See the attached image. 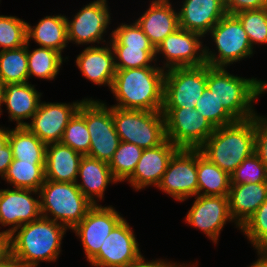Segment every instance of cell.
Segmentation results:
<instances>
[{
	"mask_svg": "<svg viewBox=\"0 0 267 267\" xmlns=\"http://www.w3.org/2000/svg\"><path fill=\"white\" fill-rule=\"evenodd\" d=\"M207 86V64L165 71L163 108L195 107Z\"/></svg>",
	"mask_w": 267,
	"mask_h": 267,
	"instance_id": "10",
	"label": "cell"
},
{
	"mask_svg": "<svg viewBox=\"0 0 267 267\" xmlns=\"http://www.w3.org/2000/svg\"><path fill=\"white\" fill-rule=\"evenodd\" d=\"M208 35L211 36L217 50L210 49L207 44L204 45L205 62L211 67L227 68L235 62L254 55L255 50L251 46L247 33L235 15L226 14Z\"/></svg>",
	"mask_w": 267,
	"mask_h": 267,
	"instance_id": "6",
	"label": "cell"
},
{
	"mask_svg": "<svg viewBox=\"0 0 267 267\" xmlns=\"http://www.w3.org/2000/svg\"><path fill=\"white\" fill-rule=\"evenodd\" d=\"M42 217L73 229L94 205L76 183L46 180L39 189Z\"/></svg>",
	"mask_w": 267,
	"mask_h": 267,
	"instance_id": "5",
	"label": "cell"
},
{
	"mask_svg": "<svg viewBox=\"0 0 267 267\" xmlns=\"http://www.w3.org/2000/svg\"><path fill=\"white\" fill-rule=\"evenodd\" d=\"M229 211L236 228H241L267 200L266 183L230 184Z\"/></svg>",
	"mask_w": 267,
	"mask_h": 267,
	"instance_id": "25",
	"label": "cell"
},
{
	"mask_svg": "<svg viewBox=\"0 0 267 267\" xmlns=\"http://www.w3.org/2000/svg\"><path fill=\"white\" fill-rule=\"evenodd\" d=\"M118 267H134V263L128 264V265H123V266H118Z\"/></svg>",
	"mask_w": 267,
	"mask_h": 267,
	"instance_id": "51",
	"label": "cell"
},
{
	"mask_svg": "<svg viewBox=\"0 0 267 267\" xmlns=\"http://www.w3.org/2000/svg\"><path fill=\"white\" fill-rule=\"evenodd\" d=\"M13 159L22 162H45L46 144L26 126L9 128Z\"/></svg>",
	"mask_w": 267,
	"mask_h": 267,
	"instance_id": "29",
	"label": "cell"
},
{
	"mask_svg": "<svg viewBox=\"0 0 267 267\" xmlns=\"http://www.w3.org/2000/svg\"><path fill=\"white\" fill-rule=\"evenodd\" d=\"M165 70L159 66L116 69L110 92L122 109L162 111Z\"/></svg>",
	"mask_w": 267,
	"mask_h": 267,
	"instance_id": "2",
	"label": "cell"
},
{
	"mask_svg": "<svg viewBox=\"0 0 267 267\" xmlns=\"http://www.w3.org/2000/svg\"><path fill=\"white\" fill-rule=\"evenodd\" d=\"M116 69H132L158 66L154 47L111 46ZM154 65H153V64Z\"/></svg>",
	"mask_w": 267,
	"mask_h": 267,
	"instance_id": "35",
	"label": "cell"
},
{
	"mask_svg": "<svg viewBox=\"0 0 267 267\" xmlns=\"http://www.w3.org/2000/svg\"><path fill=\"white\" fill-rule=\"evenodd\" d=\"M76 66L82 76L98 86L111 89L116 73L115 59L109 43L103 46H87L76 57Z\"/></svg>",
	"mask_w": 267,
	"mask_h": 267,
	"instance_id": "21",
	"label": "cell"
},
{
	"mask_svg": "<svg viewBox=\"0 0 267 267\" xmlns=\"http://www.w3.org/2000/svg\"><path fill=\"white\" fill-rule=\"evenodd\" d=\"M112 117L120 141L148 149L162 144L167 139L162 111L132 110L112 106Z\"/></svg>",
	"mask_w": 267,
	"mask_h": 267,
	"instance_id": "7",
	"label": "cell"
},
{
	"mask_svg": "<svg viewBox=\"0 0 267 267\" xmlns=\"http://www.w3.org/2000/svg\"><path fill=\"white\" fill-rule=\"evenodd\" d=\"M0 267H22L20 264L16 263L15 261L11 260L6 265Z\"/></svg>",
	"mask_w": 267,
	"mask_h": 267,
	"instance_id": "50",
	"label": "cell"
},
{
	"mask_svg": "<svg viewBox=\"0 0 267 267\" xmlns=\"http://www.w3.org/2000/svg\"><path fill=\"white\" fill-rule=\"evenodd\" d=\"M85 98V121L90 133V157L109 163L120 144L112 117V106Z\"/></svg>",
	"mask_w": 267,
	"mask_h": 267,
	"instance_id": "9",
	"label": "cell"
},
{
	"mask_svg": "<svg viewBox=\"0 0 267 267\" xmlns=\"http://www.w3.org/2000/svg\"><path fill=\"white\" fill-rule=\"evenodd\" d=\"M13 188L39 191L45 181V162H22L13 159L2 178Z\"/></svg>",
	"mask_w": 267,
	"mask_h": 267,
	"instance_id": "31",
	"label": "cell"
},
{
	"mask_svg": "<svg viewBox=\"0 0 267 267\" xmlns=\"http://www.w3.org/2000/svg\"><path fill=\"white\" fill-rule=\"evenodd\" d=\"M194 199L184 220L189 226L201 230L217 245L227 222L234 223L229 211L228 196L196 195Z\"/></svg>",
	"mask_w": 267,
	"mask_h": 267,
	"instance_id": "15",
	"label": "cell"
},
{
	"mask_svg": "<svg viewBox=\"0 0 267 267\" xmlns=\"http://www.w3.org/2000/svg\"><path fill=\"white\" fill-rule=\"evenodd\" d=\"M148 9L135 20L156 49L171 33L179 28L178 10L170 0H152Z\"/></svg>",
	"mask_w": 267,
	"mask_h": 267,
	"instance_id": "22",
	"label": "cell"
},
{
	"mask_svg": "<svg viewBox=\"0 0 267 267\" xmlns=\"http://www.w3.org/2000/svg\"><path fill=\"white\" fill-rule=\"evenodd\" d=\"M124 217L112 205H93L73 229L82 243L87 262L98 253L106 237Z\"/></svg>",
	"mask_w": 267,
	"mask_h": 267,
	"instance_id": "14",
	"label": "cell"
},
{
	"mask_svg": "<svg viewBox=\"0 0 267 267\" xmlns=\"http://www.w3.org/2000/svg\"><path fill=\"white\" fill-rule=\"evenodd\" d=\"M121 23L109 34V44L111 46H127V47H154L147 35L142 31L138 24Z\"/></svg>",
	"mask_w": 267,
	"mask_h": 267,
	"instance_id": "40",
	"label": "cell"
},
{
	"mask_svg": "<svg viewBox=\"0 0 267 267\" xmlns=\"http://www.w3.org/2000/svg\"><path fill=\"white\" fill-rule=\"evenodd\" d=\"M203 38L199 33L179 27L169 34L155 49L156 63L163 55L161 59L164 58L165 60L163 61L162 69L165 71L172 68L205 65Z\"/></svg>",
	"mask_w": 267,
	"mask_h": 267,
	"instance_id": "12",
	"label": "cell"
},
{
	"mask_svg": "<svg viewBox=\"0 0 267 267\" xmlns=\"http://www.w3.org/2000/svg\"><path fill=\"white\" fill-rule=\"evenodd\" d=\"M207 87L236 121H242L257 113L254 103L267 93V80L235 76L226 67L207 64Z\"/></svg>",
	"mask_w": 267,
	"mask_h": 267,
	"instance_id": "3",
	"label": "cell"
},
{
	"mask_svg": "<svg viewBox=\"0 0 267 267\" xmlns=\"http://www.w3.org/2000/svg\"><path fill=\"white\" fill-rule=\"evenodd\" d=\"M68 229L51 219L40 217L10 233L11 259L22 267H38L40 262H56Z\"/></svg>",
	"mask_w": 267,
	"mask_h": 267,
	"instance_id": "1",
	"label": "cell"
},
{
	"mask_svg": "<svg viewBox=\"0 0 267 267\" xmlns=\"http://www.w3.org/2000/svg\"><path fill=\"white\" fill-rule=\"evenodd\" d=\"M181 2L178 9L179 27L199 33L204 38L227 14L224 0H183Z\"/></svg>",
	"mask_w": 267,
	"mask_h": 267,
	"instance_id": "20",
	"label": "cell"
},
{
	"mask_svg": "<svg viewBox=\"0 0 267 267\" xmlns=\"http://www.w3.org/2000/svg\"><path fill=\"white\" fill-rule=\"evenodd\" d=\"M10 234L0 232V266L6 265L11 261Z\"/></svg>",
	"mask_w": 267,
	"mask_h": 267,
	"instance_id": "45",
	"label": "cell"
},
{
	"mask_svg": "<svg viewBox=\"0 0 267 267\" xmlns=\"http://www.w3.org/2000/svg\"><path fill=\"white\" fill-rule=\"evenodd\" d=\"M28 56V75L44 80H54L60 72L63 61L68 60L63 55L51 48L39 47L30 51V42L26 43Z\"/></svg>",
	"mask_w": 267,
	"mask_h": 267,
	"instance_id": "30",
	"label": "cell"
},
{
	"mask_svg": "<svg viewBox=\"0 0 267 267\" xmlns=\"http://www.w3.org/2000/svg\"><path fill=\"white\" fill-rule=\"evenodd\" d=\"M238 230L243 232L254 248L267 246V200Z\"/></svg>",
	"mask_w": 267,
	"mask_h": 267,
	"instance_id": "39",
	"label": "cell"
},
{
	"mask_svg": "<svg viewBox=\"0 0 267 267\" xmlns=\"http://www.w3.org/2000/svg\"><path fill=\"white\" fill-rule=\"evenodd\" d=\"M80 178V180L78 179ZM82 181V182H78ZM117 184L113 177L109 163L83 155L79 164L76 185L83 195L94 205L104 198L108 185Z\"/></svg>",
	"mask_w": 267,
	"mask_h": 267,
	"instance_id": "24",
	"label": "cell"
},
{
	"mask_svg": "<svg viewBox=\"0 0 267 267\" xmlns=\"http://www.w3.org/2000/svg\"><path fill=\"white\" fill-rule=\"evenodd\" d=\"M83 100L72 103L41 101L26 127L46 145L60 142L65 128Z\"/></svg>",
	"mask_w": 267,
	"mask_h": 267,
	"instance_id": "18",
	"label": "cell"
},
{
	"mask_svg": "<svg viewBox=\"0 0 267 267\" xmlns=\"http://www.w3.org/2000/svg\"><path fill=\"white\" fill-rule=\"evenodd\" d=\"M258 259L251 263L248 267H267V249L255 248Z\"/></svg>",
	"mask_w": 267,
	"mask_h": 267,
	"instance_id": "47",
	"label": "cell"
},
{
	"mask_svg": "<svg viewBox=\"0 0 267 267\" xmlns=\"http://www.w3.org/2000/svg\"><path fill=\"white\" fill-rule=\"evenodd\" d=\"M31 40L39 47L51 48L62 54L69 44L66 15H47L35 26L27 22V42Z\"/></svg>",
	"mask_w": 267,
	"mask_h": 267,
	"instance_id": "27",
	"label": "cell"
},
{
	"mask_svg": "<svg viewBox=\"0 0 267 267\" xmlns=\"http://www.w3.org/2000/svg\"><path fill=\"white\" fill-rule=\"evenodd\" d=\"M247 33L252 48L267 44V7L244 10L235 14Z\"/></svg>",
	"mask_w": 267,
	"mask_h": 267,
	"instance_id": "36",
	"label": "cell"
},
{
	"mask_svg": "<svg viewBox=\"0 0 267 267\" xmlns=\"http://www.w3.org/2000/svg\"><path fill=\"white\" fill-rule=\"evenodd\" d=\"M12 161H13V154L0 155V176H1V179L6 174L8 167L10 166Z\"/></svg>",
	"mask_w": 267,
	"mask_h": 267,
	"instance_id": "48",
	"label": "cell"
},
{
	"mask_svg": "<svg viewBox=\"0 0 267 267\" xmlns=\"http://www.w3.org/2000/svg\"><path fill=\"white\" fill-rule=\"evenodd\" d=\"M199 150L231 175L255 151V116L217 127Z\"/></svg>",
	"mask_w": 267,
	"mask_h": 267,
	"instance_id": "4",
	"label": "cell"
},
{
	"mask_svg": "<svg viewBox=\"0 0 267 267\" xmlns=\"http://www.w3.org/2000/svg\"><path fill=\"white\" fill-rule=\"evenodd\" d=\"M231 184L266 183L267 169L254 152L230 175Z\"/></svg>",
	"mask_w": 267,
	"mask_h": 267,
	"instance_id": "41",
	"label": "cell"
},
{
	"mask_svg": "<svg viewBox=\"0 0 267 267\" xmlns=\"http://www.w3.org/2000/svg\"><path fill=\"white\" fill-rule=\"evenodd\" d=\"M227 14L235 15L244 10L261 9L267 7V0H224Z\"/></svg>",
	"mask_w": 267,
	"mask_h": 267,
	"instance_id": "43",
	"label": "cell"
},
{
	"mask_svg": "<svg viewBox=\"0 0 267 267\" xmlns=\"http://www.w3.org/2000/svg\"><path fill=\"white\" fill-rule=\"evenodd\" d=\"M1 126V125H0ZM12 154L9 144V128L0 127V155Z\"/></svg>",
	"mask_w": 267,
	"mask_h": 267,
	"instance_id": "46",
	"label": "cell"
},
{
	"mask_svg": "<svg viewBox=\"0 0 267 267\" xmlns=\"http://www.w3.org/2000/svg\"><path fill=\"white\" fill-rule=\"evenodd\" d=\"M195 108L215 127H222L236 122V120L225 110L212 92L206 88L202 96L196 102Z\"/></svg>",
	"mask_w": 267,
	"mask_h": 267,
	"instance_id": "38",
	"label": "cell"
},
{
	"mask_svg": "<svg viewBox=\"0 0 267 267\" xmlns=\"http://www.w3.org/2000/svg\"><path fill=\"white\" fill-rule=\"evenodd\" d=\"M179 148L168 139L162 144L144 149L133 174L126 180L135 191L157 187L173 154Z\"/></svg>",
	"mask_w": 267,
	"mask_h": 267,
	"instance_id": "19",
	"label": "cell"
},
{
	"mask_svg": "<svg viewBox=\"0 0 267 267\" xmlns=\"http://www.w3.org/2000/svg\"><path fill=\"white\" fill-rule=\"evenodd\" d=\"M27 46L0 51V78L4 85L29 82Z\"/></svg>",
	"mask_w": 267,
	"mask_h": 267,
	"instance_id": "32",
	"label": "cell"
},
{
	"mask_svg": "<svg viewBox=\"0 0 267 267\" xmlns=\"http://www.w3.org/2000/svg\"><path fill=\"white\" fill-rule=\"evenodd\" d=\"M107 3V0H94L78 10L71 20L66 16L68 43L78 46H99L95 43H109L103 38L112 20Z\"/></svg>",
	"mask_w": 267,
	"mask_h": 267,
	"instance_id": "11",
	"label": "cell"
},
{
	"mask_svg": "<svg viewBox=\"0 0 267 267\" xmlns=\"http://www.w3.org/2000/svg\"><path fill=\"white\" fill-rule=\"evenodd\" d=\"M42 94L29 82L6 84L2 105L6 106L9 121H15L16 127L26 126L28 122L24 120L32 119L38 110Z\"/></svg>",
	"mask_w": 267,
	"mask_h": 267,
	"instance_id": "23",
	"label": "cell"
},
{
	"mask_svg": "<svg viewBox=\"0 0 267 267\" xmlns=\"http://www.w3.org/2000/svg\"><path fill=\"white\" fill-rule=\"evenodd\" d=\"M143 148L121 141L109 162L113 177L120 183L125 182L134 172L142 155Z\"/></svg>",
	"mask_w": 267,
	"mask_h": 267,
	"instance_id": "34",
	"label": "cell"
},
{
	"mask_svg": "<svg viewBox=\"0 0 267 267\" xmlns=\"http://www.w3.org/2000/svg\"><path fill=\"white\" fill-rule=\"evenodd\" d=\"M41 216L39 191L21 188L0 189V225L9 226L3 230L4 232L10 234L23 224L37 220Z\"/></svg>",
	"mask_w": 267,
	"mask_h": 267,
	"instance_id": "17",
	"label": "cell"
},
{
	"mask_svg": "<svg viewBox=\"0 0 267 267\" xmlns=\"http://www.w3.org/2000/svg\"><path fill=\"white\" fill-rule=\"evenodd\" d=\"M157 188L178 202L198 195L197 149L179 148Z\"/></svg>",
	"mask_w": 267,
	"mask_h": 267,
	"instance_id": "13",
	"label": "cell"
},
{
	"mask_svg": "<svg viewBox=\"0 0 267 267\" xmlns=\"http://www.w3.org/2000/svg\"><path fill=\"white\" fill-rule=\"evenodd\" d=\"M60 142L82 155L89 153L90 133L85 121V98L78 111L70 119Z\"/></svg>",
	"mask_w": 267,
	"mask_h": 267,
	"instance_id": "33",
	"label": "cell"
},
{
	"mask_svg": "<svg viewBox=\"0 0 267 267\" xmlns=\"http://www.w3.org/2000/svg\"><path fill=\"white\" fill-rule=\"evenodd\" d=\"M267 169V117L255 114V151Z\"/></svg>",
	"mask_w": 267,
	"mask_h": 267,
	"instance_id": "42",
	"label": "cell"
},
{
	"mask_svg": "<svg viewBox=\"0 0 267 267\" xmlns=\"http://www.w3.org/2000/svg\"><path fill=\"white\" fill-rule=\"evenodd\" d=\"M133 228L123 218L110 232L99 253L89 262L91 267H118L134 263L143 254Z\"/></svg>",
	"mask_w": 267,
	"mask_h": 267,
	"instance_id": "16",
	"label": "cell"
},
{
	"mask_svg": "<svg viewBox=\"0 0 267 267\" xmlns=\"http://www.w3.org/2000/svg\"><path fill=\"white\" fill-rule=\"evenodd\" d=\"M166 138L178 148L199 149L215 127L195 107L162 108Z\"/></svg>",
	"mask_w": 267,
	"mask_h": 267,
	"instance_id": "8",
	"label": "cell"
},
{
	"mask_svg": "<svg viewBox=\"0 0 267 267\" xmlns=\"http://www.w3.org/2000/svg\"><path fill=\"white\" fill-rule=\"evenodd\" d=\"M4 84L2 83V80H1V78H0V116L2 115V112H3V110H2V100H3V91H4Z\"/></svg>",
	"mask_w": 267,
	"mask_h": 267,
	"instance_id": "49",
	"label": "cell"
},
{
	"mask_svg": "<svg viewBox=\"0 0 267 267\" xmlns=\"http://www.w3.org/2000/svg\"><path fill=\"white\" fill-rule=\"evenodd\" d=\"M27 43V22L17 16L0 15V51Z\"/></svg>",
	"mask_w": 267,
	"mask_h": 267,
	"instance_id": "37",
	"label": "cell"
},
{
	"mask_svg": "<svg viewBox=\"0 0 267 267\" xmlns=\"http://www.w3.org/2000/svg\"><path fill=\"white\" fill-rule=\"evenodd\" d=\"M198 195L228 196L231 177L197 149Z\"/></svg>",
	"mask_w": 267,
	"mask_h": 267,
	"instance_id": "28",
	"label": "cell"
},
{
	"mask_svg": "<svg viewBox=\"0 0 267 267\" xmlns=\"http://www.w3.org/2000/svg\"><path fill=\"white\" fill-rule=\"evenodd\" d=\"M190 264L187 263H177V262H172V261H168V260H164V259H153L148 261L147 259H145V257L142 255L138 260H136L134 262V267H197L199 262H196L194 264V262L191 264V262H189Z\"/></svg>",
	"mask_w": 267,
	"mask_h": 267,
	"instance_id": "44",
	"label": "cell"
},
{
	"mask_svg": "<svg viewBox=\"0 0 267 267\" xmlns=\"http://www.w3.org/2000/svg\"><path fill=\"white\" fill-rule=\"evenodd\" d=\"M83 155L61 142L46 146L45 179L76 183Z\"/></svg>",
	"mask_w": 267,
	"mask_h": 267,
	"instance_id": "26",
	"label": "cell"
}]
</instances>
